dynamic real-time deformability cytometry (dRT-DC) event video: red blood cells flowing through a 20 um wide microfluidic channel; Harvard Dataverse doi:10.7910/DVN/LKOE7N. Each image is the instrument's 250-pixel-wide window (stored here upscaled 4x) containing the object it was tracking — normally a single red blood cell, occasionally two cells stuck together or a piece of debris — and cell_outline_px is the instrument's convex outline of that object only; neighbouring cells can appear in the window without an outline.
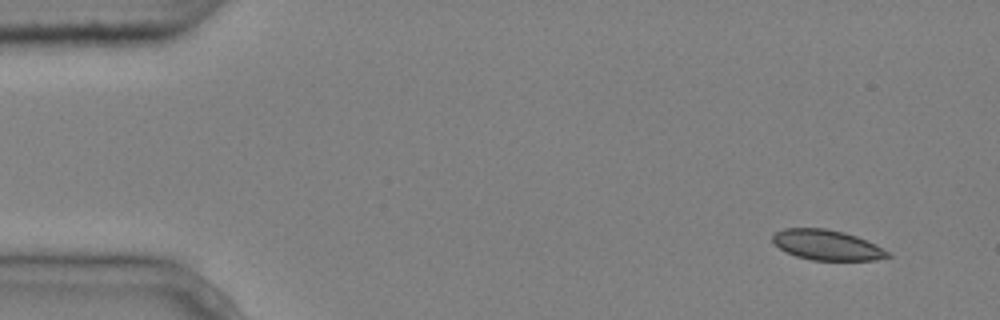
{"species": "common noctule bat (a hibernating species)", "species_latin": "Nyctalus noctula", "temperature_condition": "cold", "stored_images_in_passage": 4, "camera_frame_rate_fps": 3000, "um_per_image_px": 0.085, "animal": {"sex": "male", "body_mass_g": 20.4}, "frame": {"image": 1, "passage_image": 1, "time_ms": 0.0, "image_size_px": [1000, 320], "cell_outline_px": [[892, 256], [876, 260], [812, 260], [796, 256], [780, 248], [772, 240], [772, 236], [776, 232], [784, 228], [824, 228], [844, 232], [856, 236], [876, 244], [888, 252]], "centroid_in_image_um": [70.3, 20.82], "position_along_channel_um": 14.7, "area_um2": 20.11}}
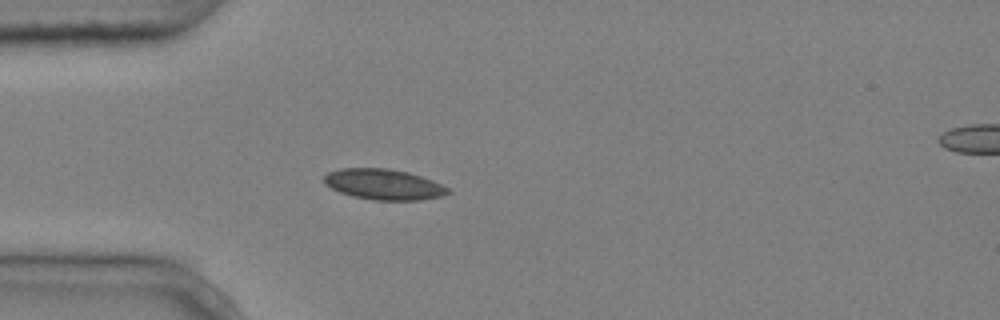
{"frame": {"image": 2, "passage_image": 4, "time_ms": 1.0, "image_size_px": [1000, 320], "cell_outline_px": [[452, 192], [444, 196], [420, 200], [372, 200], [352, 196], [340, 192], [324, 184], [324, 176], [328, 172], [340, 168], [388, 168], [408, 172], [432, 180], [448, 188]], "centroid_in_image_um": [32.61, 15.67], "position_along_channel_um": 52.4, "area_um2": 22.2}}